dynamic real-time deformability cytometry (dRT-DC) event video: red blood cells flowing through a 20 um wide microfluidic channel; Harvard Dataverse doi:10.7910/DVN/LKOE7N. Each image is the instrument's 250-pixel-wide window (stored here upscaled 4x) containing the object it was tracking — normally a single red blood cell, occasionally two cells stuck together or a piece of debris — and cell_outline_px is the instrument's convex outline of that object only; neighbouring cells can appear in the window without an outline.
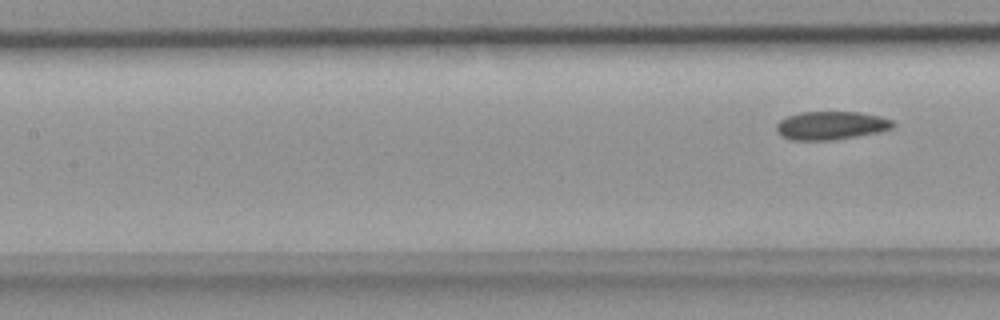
{"species": "common noctule bat (a hibernating species)", "species_latin": "Nyctalus noctula", "temperature_condition": "room temperature", "stored_images_in_passage": 7, "segment_of_instrument_passage": [2, 2], "camera_frame_rate_fps": 3000, "um_per_image_px": 0.085, "animal": {"sex": "female", "body_mass_g": 18.4}, "frame": {"image": 1, "passage_image": 7, "time_ms": 2.0, "image_size_px": [1000, 320], "cell_outline_px": [[896, 124], [892, 128], [880, 132], [832, 140], [792, 140], [780, 136], [776, 132], [776, 124], [780, 120], [788, 116], [800, 112], [860, 112], [892, 120]], "centroid_in_image_um": [70.6, 10.67], "position_along_channel_um": 136.8, "area_um2": 19.25}}